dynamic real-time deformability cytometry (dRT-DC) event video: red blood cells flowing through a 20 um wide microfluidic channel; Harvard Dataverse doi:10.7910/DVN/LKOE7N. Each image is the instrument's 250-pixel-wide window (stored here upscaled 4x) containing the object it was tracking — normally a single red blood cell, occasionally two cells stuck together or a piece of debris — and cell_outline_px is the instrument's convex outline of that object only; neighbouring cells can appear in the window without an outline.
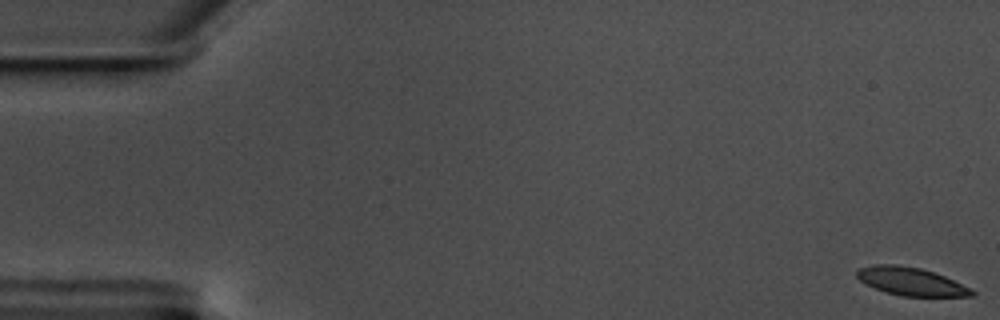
{"species": "common noctule bat (a hibernating species)", "species_latin": "Nyctalus noctula", "temperature_condition": "warm", "stored_images_in_passage": 60, "camera_frame_rate_fps": 3000, "um_per_image_px": 0.085, "animal": {"sex": "male", "body_mass_g": 17.5, "forearm_length_mm": 52.3}, "frame": {"image": 1, "passage_image": 1, "time_ms": 0.0, "image_size_px": [1000, 320], "cell_outline_px": [[976, 296], [900, 296], [884, 292], [860, 280], [856, 276], [856, 268], [872, 264], [896, 264], [920, 268], [944, 276], [972, 288], [976, 292]], "centroid_in_image_um": [77.43, 23.92], "position_along_channel_um": 7.6, "area_um2": 18.9}}
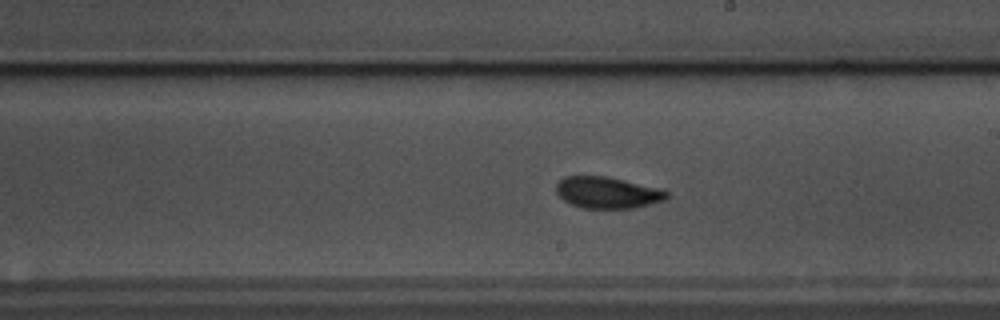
{"frame": {"image": 2, "passage_image": 34, "time_ms": 11.0, "image_size_px": [1000, 320], "cell_outline_px": [[668, 196], [664, 200], [636, 208], [584, 208], [572, 204], [564, 200], [556, 192], [556, 184], [564, 176], [608, 176], [656, 188], [668, 192]], "centroid_in_image_um": [51.6, 16.37], "position_along_channel_um": 237.4, "area_um2": 20.06}}
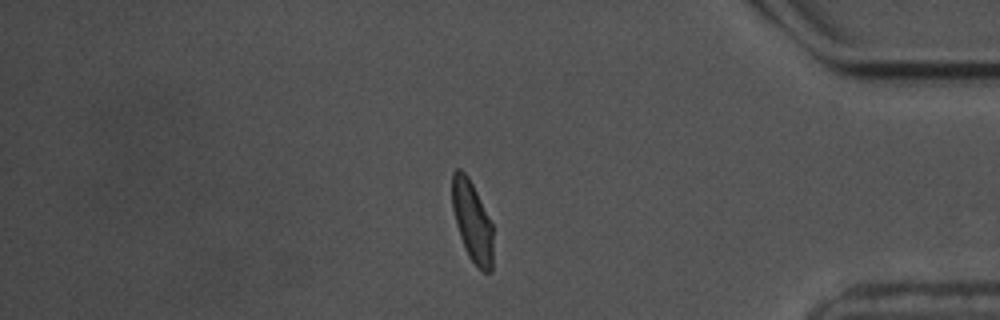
{"frame": {"image": 3, "passage_image": 50, "time_ms": 16.333, "image_size_px": [1000, 320], "cell_outline_px": [[492, 272], [484, 272], [476, 268], [468, 256], [460, 236], [456, 224], [452, 208], [452, 172], [456, 168], [460, 168], [468, 176], [492, 224]], "centroid_in_image_um": [40.12, 18.84], "position_along_channel_um": 395.1, "area_um2": 19.19}, "authors_computed_cell_mechanics": {"area_um2": 20.0566, "velocity_mm_per_s": 3.5158, "shape_relaxation_time_tau1_ms": 4.2574, "shape_relaxation_time_tau2_ms": 2.3946, "deformation_change_tau1": 0.1256, "deformation_change_tau2": 0.0809}}